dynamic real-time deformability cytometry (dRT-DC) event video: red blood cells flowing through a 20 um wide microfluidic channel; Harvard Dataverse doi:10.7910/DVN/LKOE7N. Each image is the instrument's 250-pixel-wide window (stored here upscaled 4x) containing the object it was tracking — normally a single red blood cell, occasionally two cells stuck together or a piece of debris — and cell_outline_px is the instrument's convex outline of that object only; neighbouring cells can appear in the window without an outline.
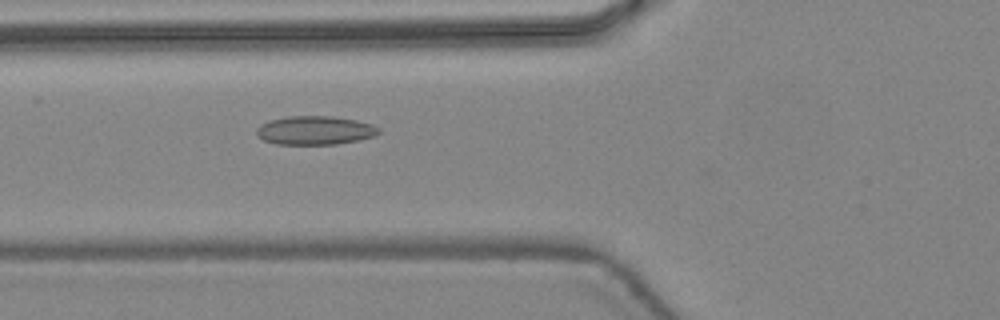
{"species": "common noctule bat (a hibernating species)", "species_latin": "Nyctalus noctula", "temperature_condition": "warm", "stored_images_in_passage": 41, "camera_frame_rate_fps": 3000, "um_per_image_px": 0.085, "animal": {"sex": "female", "body_mass_g": 24.6, "forearm_length_mm": 56.2}, "frame": {"image": 1, "passage_image": 13, "time_ms": 4.0, "image_size_px": [1000, 320], "cell_outline_px": [[380, 132], [376, 136], [360, 140], [336, 144], [276, 144], [264, 140], [256, 132], [256, 128], [260, 124], [272, 120], [288, 116], [332, 116], [356, 120], [372, 124], [380, 128]], "centroid_in_image_um": [26.82, 11.08], "position_along_channel_um": 99.0, "area_um2": 20.46}}
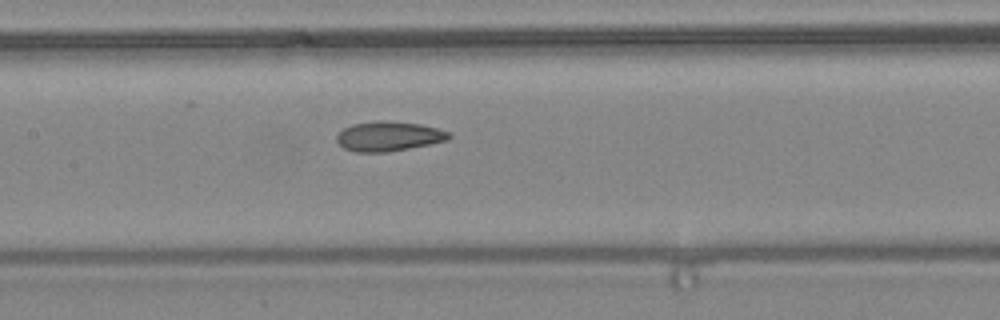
{"frame": {"image": 2, "passage_image": 18, "time_ms": 5.667, "image_size_px": [1000, 320], "cell_outline_px": [[452, 136], [448, 140], [388, 152], [356, 152], [344, 148], [336, 140], [336, 136], [344, 128], [352, 124], [376, 120], [380, 120], [420, 124], [436, 128], [448, 132]], "centroid_in_image_um": [33.01, 11.58], "position_along_channel_um": 174.4, "area_um2": 19.25}}
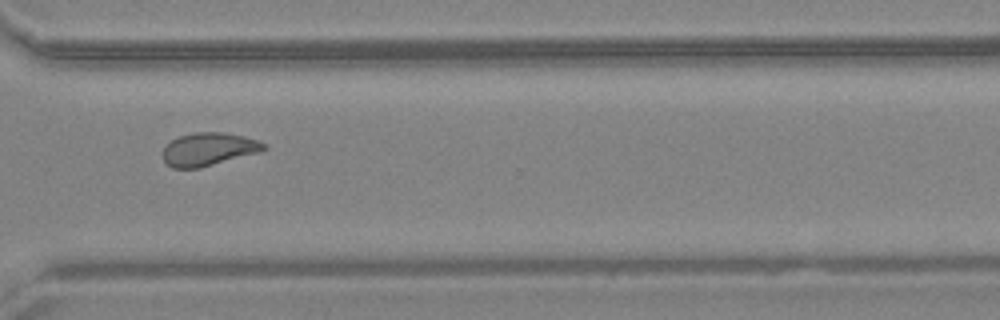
{"frame": {"image": 3, "passage_image": 30, "time_ms": 9.667, "image_size_px": [1000, 320], "cell_outline_px": [[268, 148], [264, 152], [200, 168], [172, 168], [164, 160], [164, 148], [172, 140], [180, 136], [196, 132], [224, 132], [244, 136], [268, 144]], "centroid_in_image_um": [17.83, 12.69], "position_along_channel_um": 352.8, "area_um2": 19.65}, "authors_computed_cell_mechanics": {"area_um2": 19.652, "velocity_mm_per_s": 4.473, "shape_relaxation_time_tau1_ms": null, "shape_relaxation_time_tau2_ms": 1.9512, "deformation_change_tau1": null, "deformation_change_tau2": 0.0754}}